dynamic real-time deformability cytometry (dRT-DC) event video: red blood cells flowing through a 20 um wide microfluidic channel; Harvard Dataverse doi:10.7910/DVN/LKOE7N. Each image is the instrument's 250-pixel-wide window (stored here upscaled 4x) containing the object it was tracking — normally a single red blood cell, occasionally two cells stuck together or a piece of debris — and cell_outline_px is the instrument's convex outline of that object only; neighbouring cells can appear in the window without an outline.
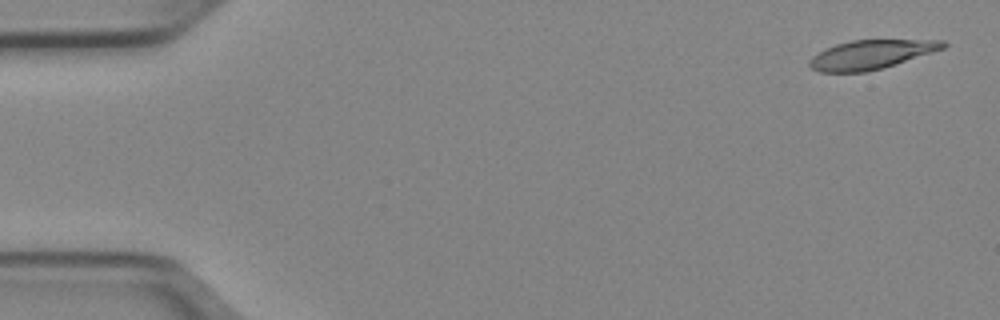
{"species": "Egyptian fruit bat (a non-hibernating species)", "species_latin": "Rousettus aegyptiacus", "temperature_condition": "cold", "stored_images_in_passage": 50, "camera_frame_rate_fps": 3000, "um_per_image_px": 0.085, "animal": {"sex": "female"}, "frame": {"image": 1, "passage_image": 1, "time_ms": 0.0, "image_size_px": [1000, 320], "cell_outline_px": [[948, 44], [944, 48], [868, 72], [820, 72], [812, 68], [808, 64], [808, 60], [812, 56], [824, 48], [836, 44], [852, 40], [944, 40]], "centroid_in_image_um": [73.98, 4.63], "position_along_channel_um": 11.0, "area_um2": 22.37}}
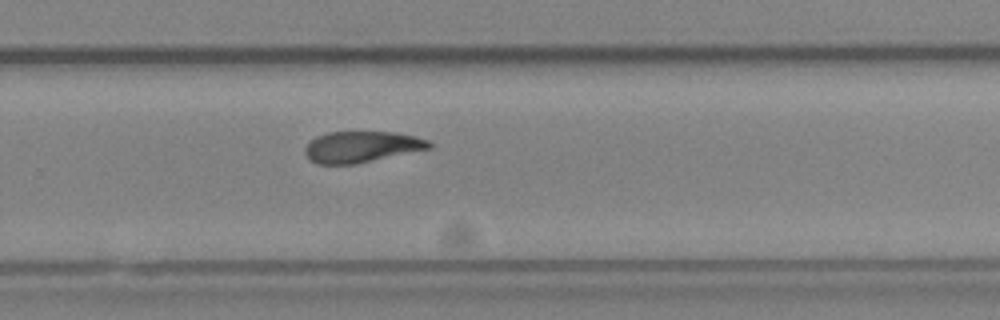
{"frame": {"image": 2, "passage_image": 33, "time_ms": 10.667, "image_size_px": [1000, 320], "cell_outline_px": [[432, 148], [356, 164], [316, 164], [308, 160], [304, 152], [304, 148], [316, 136], [328, 132], [392, 132], [416, 136], [428, 140], [432, 144]], "centroid_in_image_um": [30.72, 12.49], "position_along_channel_um": 299.1, "area_um2": 22.66}}
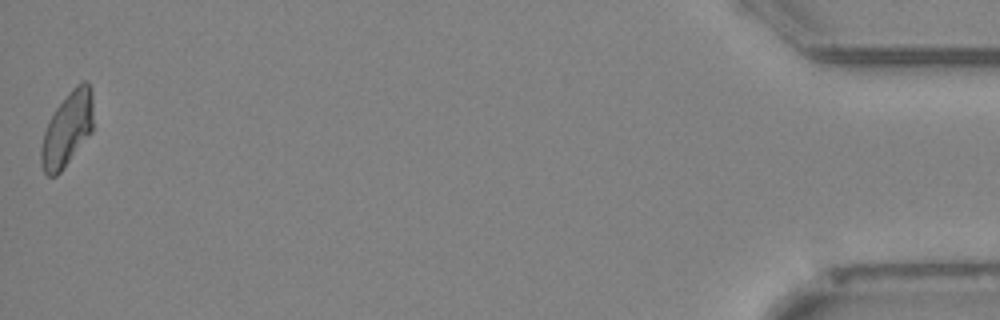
{"frame": {"image": 3, "passage_image": 50, "time_ms": 16.333, "image_size_px": [1000, 320], "cell_outline_px": [[92, 132], [64, 168], [56, 176], [48, 176], [44, 172], [40, 164], [40, 148], [44, 132], [48, 120], [56, 108], [72, 88], [76, 84], [84, 80], [88, 80], [92, 92]], "centroid_in_image_um": [5.7, 10.99], "position_along_channel_um": 429.5, "area_um2": 22.72}, "authors_computed_cell_mechanics": {"area_um2": 23.409, "velocity_mm_per_s": 3.9396, "shape_relaxation_time_tau1_ms": 7.7121, "shape_relaxation_time_tau2_ms": 4.7333, "deformation_change_tau1": 0.1964, "deformation_change_tau2": 0.1062}}